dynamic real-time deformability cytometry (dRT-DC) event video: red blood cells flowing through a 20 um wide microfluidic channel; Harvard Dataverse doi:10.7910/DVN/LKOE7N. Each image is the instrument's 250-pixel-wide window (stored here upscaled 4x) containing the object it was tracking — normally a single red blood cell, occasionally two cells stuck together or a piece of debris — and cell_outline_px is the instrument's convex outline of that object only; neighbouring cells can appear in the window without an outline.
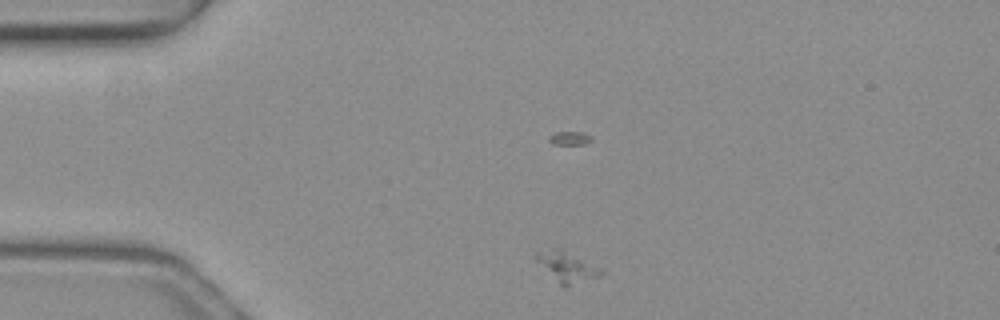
{"species": "common noctule bat (a hibernating species)", "species_latin": "Nyctalus noctula", "temperature_condition": "warm", "stored_images_in_passage": 32, "camera_frame_rate_fps": 3000, "um_per_image_px": 0.085, "animal": {"sex": "female", "body_mass_g": 19.3, "forearm_length_mm": 54.1}, "frame": {"image": 1, "passage_image": 3, "time_ms": 0.667, "image_size_px": [1000, 320], "cell_outline_px": [[604, 276], [568, 288], [560, 284], [536, 260], [536, 252], [556, 248], [560, 248], [604, 268]], "centroid_in_image_um": [48.32, 22.72], "position_along_channel_um": 36.7, "area_um2": 11.73}}
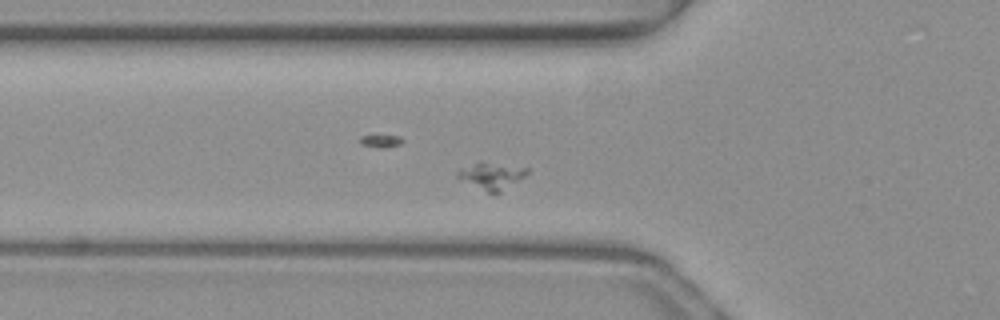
{"frame": {"image": 2, "passage_image": 10, "time_ms": 3.0, "image_size_px": [1000, 320], "cell_outline_px": [[528, 172], [524, 176], [496, 196], [460, 180], [456, 176], [456, 172], [460, 168], [480, 160], [528, 168]], "centroid_in_image_um": [41.73, 14.94], "position_along_channel_um": 84.1, "area_um2": 11.21}}
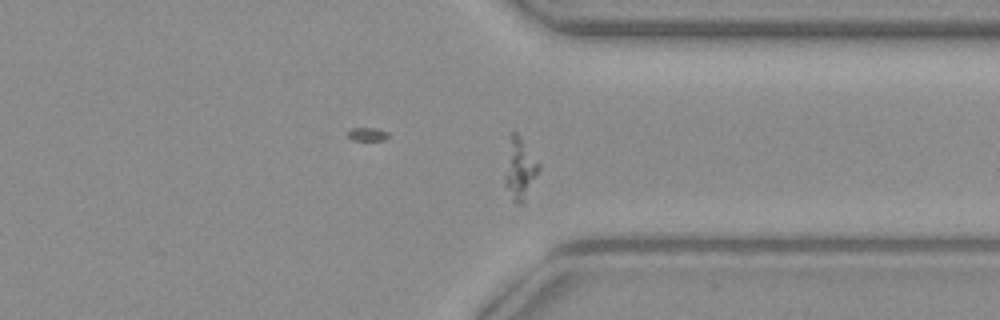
{"frame": {"image": 3, "passage_image": 32, "time_ms": 10.333, "image_size_px": [1000, 320], "cell_outline_px": [[540, 168], [524, 200], [520, 204], [516, 204], [512, 200], [504, 184], [504, 176], [512, 132], [516, 132], [540, 164]], "centroid_in_image_um": [44.18, 14.41], "position_along_channel_um": 367.2, "area_um2": 11.56}}